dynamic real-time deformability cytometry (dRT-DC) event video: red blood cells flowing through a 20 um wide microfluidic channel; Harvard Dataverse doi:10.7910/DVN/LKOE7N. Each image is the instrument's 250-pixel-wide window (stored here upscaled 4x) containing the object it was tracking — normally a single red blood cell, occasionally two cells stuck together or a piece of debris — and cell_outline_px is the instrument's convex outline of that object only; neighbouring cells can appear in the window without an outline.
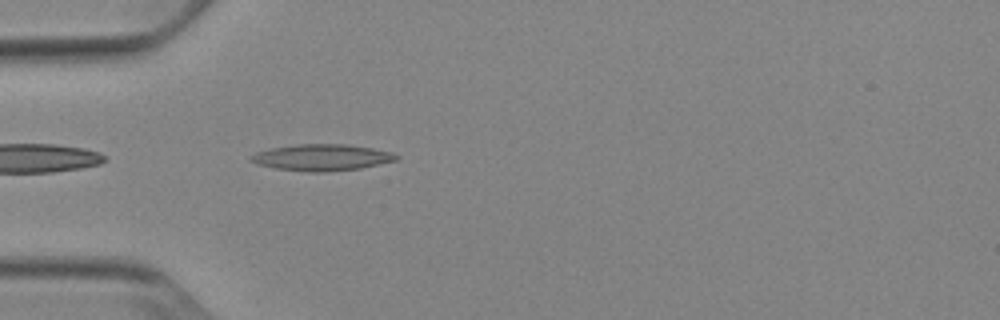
{"species": "Egyptian fruit bat (a non-hibernating species)", "species_latin": "Rousettus aegyptiacus", "temperature_condition": "cold", "stored_images_in_passage": 33, "camera_frame_rate_fps": 3000, "um_per_image_px": 0.085, "animal": {"sex": "female"}, "frame": {"image": 1, "passage_image": 2, "time_ms": 0.333, "image_size_px": [1000, 320], "cell_outline_px": [[400, 156], [396, 160], [360, 168], [324, 172], [308, 172], [276, 168], [256, 164], [248, 160], [248, 156], [256, 152], [272, 148], [296, 144], [348, 144], [372, 148], [392, 152]], "centroid_in_image_um": [27.32, 13.38], "position_along_channel_um": 57.7, "area_um2": 22.43}}
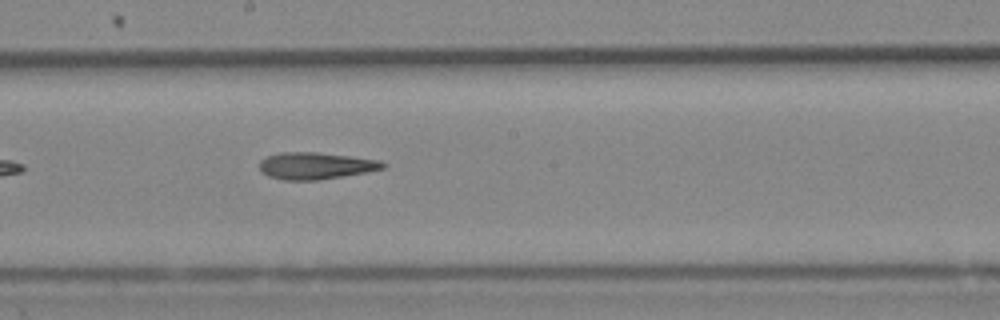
{"frame": {"image": 2, "passage_image": 15, "time_ms": 4.667, "image_size_px": [1000, 320], "cell_outline_px": [[388, 164], [384, 168], [368, 172], [320, 180], [284, 180], [268, 176], [260, 172], [260, 160], [268, 156], [280, 152], [316, 152], [380, 160]], "centroid_in_image_um": [26.84, 14.09], "position_along_channel_um": 221.4, "area_um2": 19.42}}
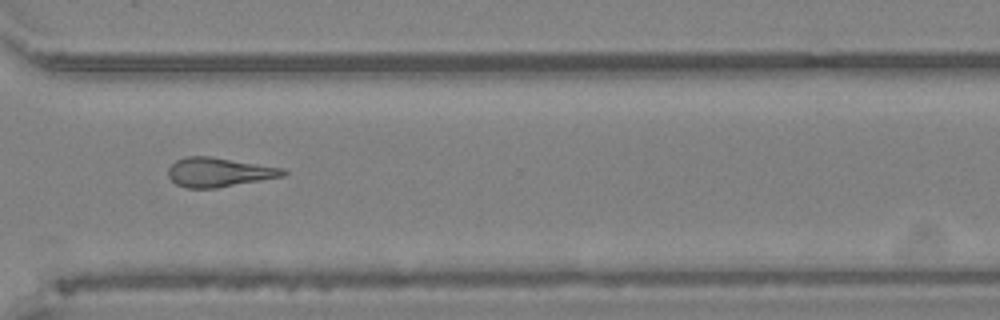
{"frame": {"image": 3, "passage_image": 25, "time_ms": 8.0, "image_size_px": [1000, 320], "cell_outline_px": [[288, 172], [284, 176], [216, 188], [184, 188], [176, 184], [168, 176], [168, 168], [176, 160], [188, 156], [208, 156], [284, 168]], "centroid_in_image_um": [18.6, 14.64], "position_along_channel_um": 352.0, "area_um2": 19.48}}